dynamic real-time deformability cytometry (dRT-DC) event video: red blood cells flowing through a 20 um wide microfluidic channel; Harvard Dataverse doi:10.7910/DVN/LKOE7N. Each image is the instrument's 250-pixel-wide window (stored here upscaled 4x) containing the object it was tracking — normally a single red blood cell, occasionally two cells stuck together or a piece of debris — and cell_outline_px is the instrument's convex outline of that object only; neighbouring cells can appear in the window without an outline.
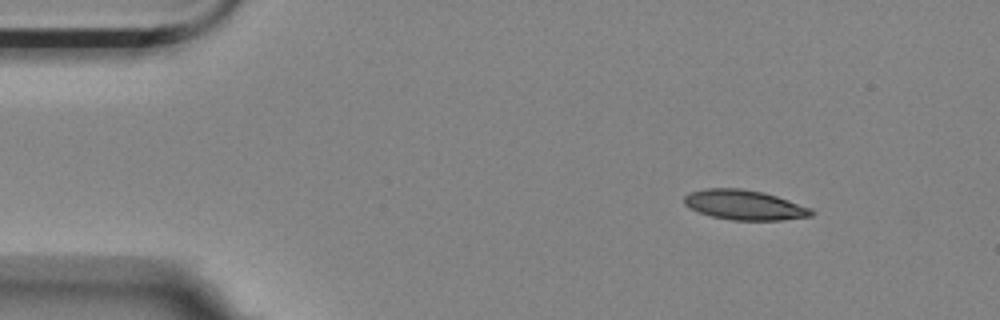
{"species": "Egyptian fruit bat (a non-hibernating species)", "species_latin": "Rousettus aegyptiacus", "temperature_condition": "room temperature", "stored_images_in_passage": 4, "segment_of_instrument_passage": [1, 2], "camera_frame_rate_fps": 3000, "um_per_image_px": 0.085, "animal": {"sex": "female"}, "frame": {"image": 1, "passage_image": 1, "time_ms": 0.0, "image_size_px": [1000, 320], "cell_outline_px": [[816, 212], [812, 216], [780, 220], [732, 220], [712, 216], [688, 208], [684, 204], [684, 196], [688, 192], [704, 188], [740, 188], [764, 192], [812, 208]], "centroid_in_image_um": [63.27, 17.41], "position_along_channel_um": 21.7, "area_um2": 22.25}}